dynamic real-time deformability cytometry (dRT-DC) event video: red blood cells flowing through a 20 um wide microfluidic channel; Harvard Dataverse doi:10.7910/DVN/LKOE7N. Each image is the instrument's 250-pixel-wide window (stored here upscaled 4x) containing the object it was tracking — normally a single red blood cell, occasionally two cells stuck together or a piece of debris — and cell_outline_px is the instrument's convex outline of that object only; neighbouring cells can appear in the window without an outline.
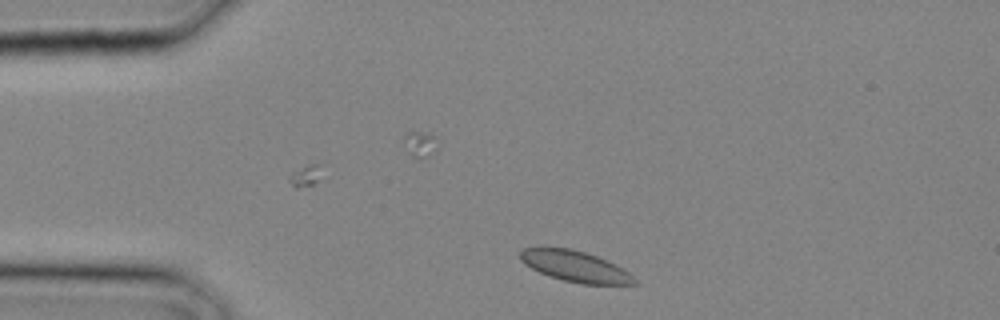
{"species": "common noctule bat (a hibernating species)", "species_latin": "Nyctalus noctula", "temperature_condition": "cold", "stored_images_in_passage": 24, "camera_frame_rate_fps": 3000, "um_per_image_px": 0.085, "animal": {"sex": "male", "body_mass_g": 20.4}, "frame": {"image": 1, "passage_image": 1, "time_ms": 0.0, "image_size_px": [1000, 320], "cell_outline_px": [[640, 284], [580, 284], [548, 276], [524, 264], [520, 260], [520, 252], [524, 248], [572, 248], [596, 256], [616, 264], [624, 268]], "centroid_in_image_um": [48.91, 22.65], "position_along_channel_um": 36.1, "area_um2": 20.46}}
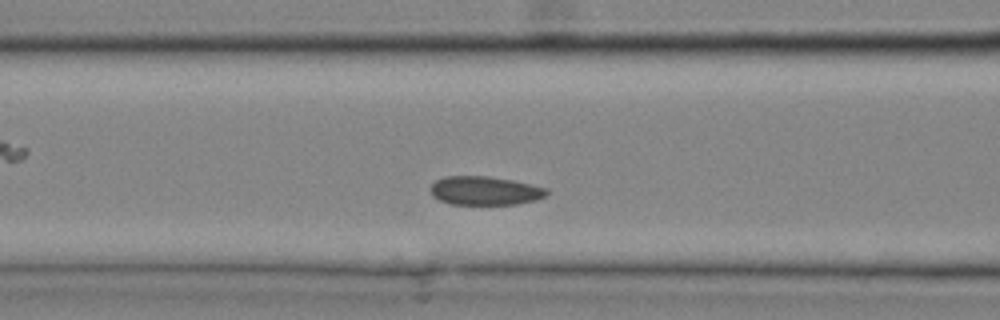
{"frame": {"image": 2, "passage_image": 7, "time_ms": 2.0, "image_size_px": [1000, 320], "cell_outline_px": [[548, 192], [544, 196], [536, 200], [516, 204], [448, 204], [432, 196], [432, 184], [436, 180], [444, 176], [488, 176], [512, 180], [548, 188]], "centroid_in_image_um": [41.21, 16.21], "position_along_channel_um": 125.4, "area_um2": 19.36}}
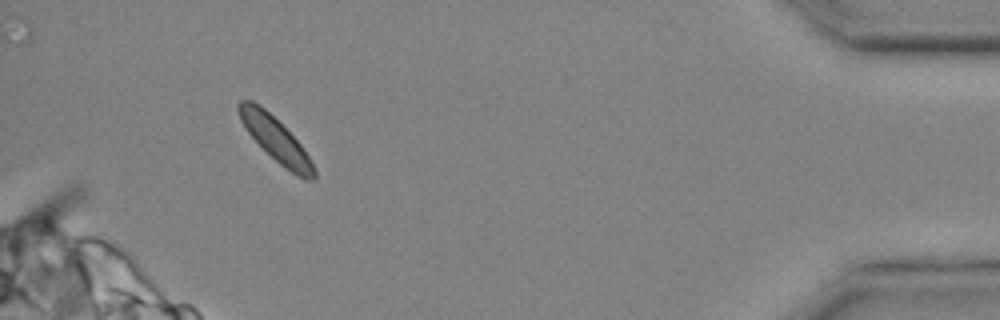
{"frame": {"image": 3, "passage_image": 23, "time_ms": 7.333, "image_size_px": [1000, 320], "cell_outline_px": [[316, 180], [304, 180], [280, 164], [248, 132], [240, 120], [236, 108], [236, 104], [240, 100], [252, 100], [260, 104], [300, 144], [316, 168]], "centroid_in_image_um": [23.42, 11.84], "position_along_channel_um": 411.8, "area_um2": 18.84}}